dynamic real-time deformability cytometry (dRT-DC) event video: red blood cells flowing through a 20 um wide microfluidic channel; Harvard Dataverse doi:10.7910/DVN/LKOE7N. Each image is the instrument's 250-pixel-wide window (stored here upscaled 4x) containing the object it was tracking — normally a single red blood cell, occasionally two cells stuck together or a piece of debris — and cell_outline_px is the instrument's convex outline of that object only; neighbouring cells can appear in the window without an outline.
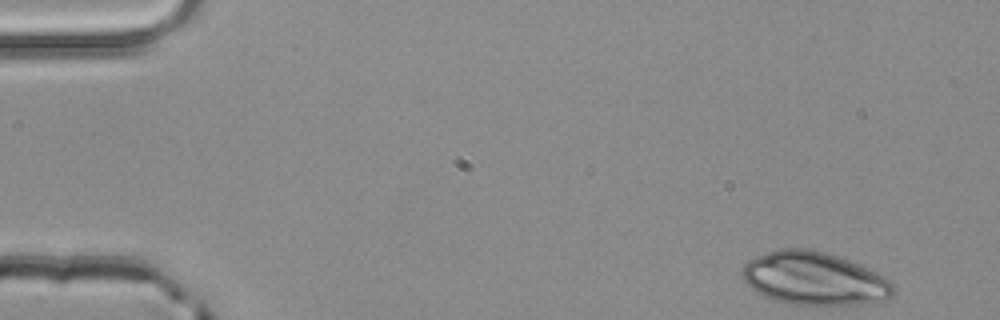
{"species": "common noctule bat (a hibernating species)", "species_latin": "Nyctalus noctula", "temperature_condition": "room temperature", "stored_images_in_passage": 3, "camera_frame_rate_fps": 3000, "um_per_image_px": 0.085, "animal": {"sex": "male", "body_mass_g": 20.4}, "frame": {"image": 1, "passage_image": 1, "time_ms": 0.0, "image_size_px": [1000, 320], "cell_outline_px": [[896, 292], [888, 300], [860, 304], [788, 304], [772, 300], [756, 292], [740, 276], [744, 264], [748, 260], [756, 256], [780, 248], [808, 248], [824, 252], [848, 260], [876, 272], [884, 276], [896, 288]], "centroid_in_image_um": [69.2, 23.68], "position_along_channel_um": 15.8, "area_um2": 46.76}}